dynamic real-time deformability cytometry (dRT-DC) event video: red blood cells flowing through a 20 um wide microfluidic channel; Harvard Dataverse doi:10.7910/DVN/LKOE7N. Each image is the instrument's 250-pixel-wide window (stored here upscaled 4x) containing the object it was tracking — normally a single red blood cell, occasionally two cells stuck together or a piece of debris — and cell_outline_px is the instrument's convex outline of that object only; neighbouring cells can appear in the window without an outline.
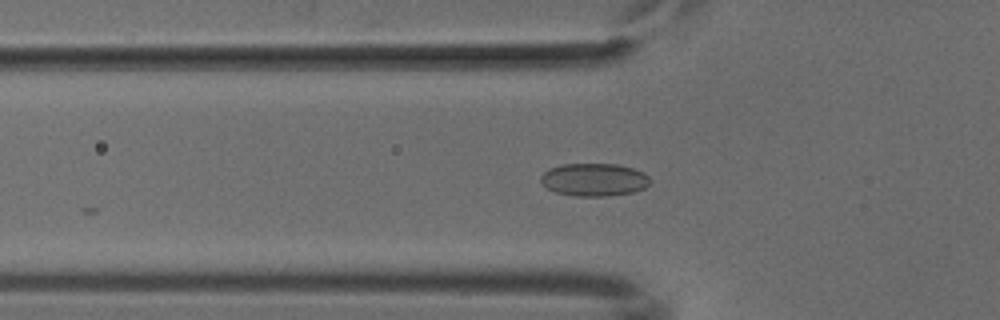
{"species": "common noctule bat (a hibernating species)", "species_latin": "Nyctalus noctula", "temperature_condition": "cold", "stored_images_in_passage": 22, "camera_frame_rate_fps": 3000, "um_per_image_px": 0.085, "animal": {"sex": "male", "body_mass_g": 18.8}, "frame": {"image": 1, "passage_image": 4, "time_ms": 1.0, "image_size_px": [1000, 320], "cell_outline_px": [[652, 180], [644, 188], [632, 192], [608, 196], [576, 196], [556, 192], [548, 188], [540, 180], [540, 176], [548, 168], [560, 164], [616, 164], [632, 168], [644, 172]], "centroid_in_image_um": [50.5, 15.26], "position_along_channel_um": 75.3, "area_um2": 20.92}}
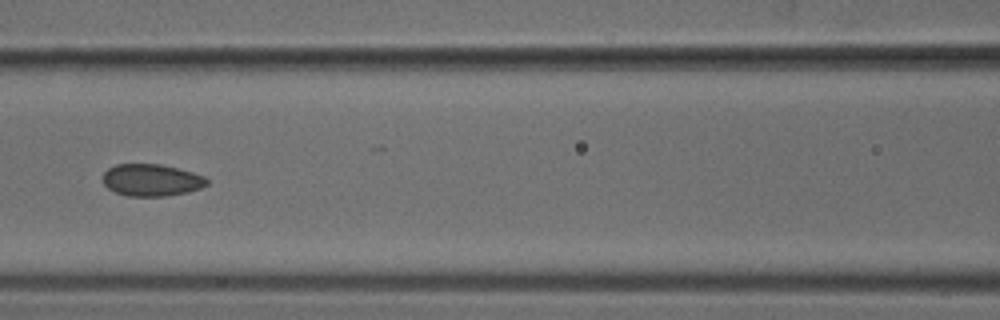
{"frame": {"image": 2, "passage_image": 10, "time_ms": 3.0, "image_size_px": [1000, 320], "cell_outline_px": [[208, 184], [200, 188], [188, 192], [164, 196], [128, 196], [116, 192], [108, 188], [104, 184], [104, 172], [108, 168], [116, 164], [160, 164], [192, 172], [204, 176], [208, 180]], "centroid_in_image_um": [12.88, 15.3], "position_along_channel_um": 153.7, "area_um2": 19.31}}
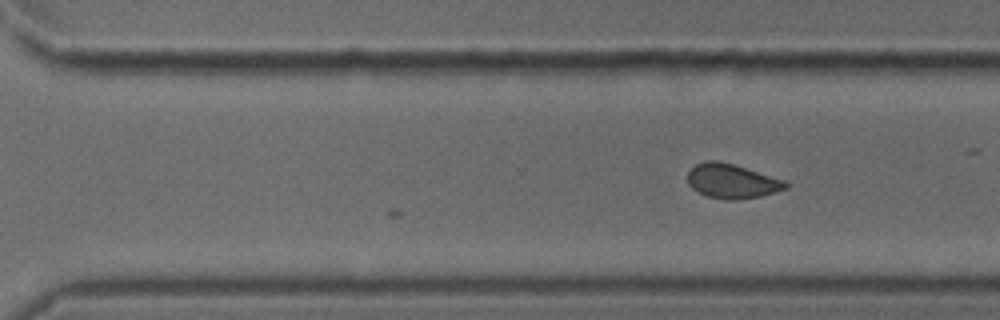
{"frame": {"image": 3, "passage_image": 22, "time_ms": 7.0, "image_size_px": [1000, 320], "cell_outline_px": [[788, 188], [760, 196], [736, 200], [728, 200], [708, 196], [696, 192], [688, 184], [688, 172], [696, 164], [704, 160], [716, 160], [732, 164], [784, 180], [788, 184]], "centroid_in_image_um": [62.18, 15.4], "position_along_channel_um": 308.4, "area_um2": 19.48}}